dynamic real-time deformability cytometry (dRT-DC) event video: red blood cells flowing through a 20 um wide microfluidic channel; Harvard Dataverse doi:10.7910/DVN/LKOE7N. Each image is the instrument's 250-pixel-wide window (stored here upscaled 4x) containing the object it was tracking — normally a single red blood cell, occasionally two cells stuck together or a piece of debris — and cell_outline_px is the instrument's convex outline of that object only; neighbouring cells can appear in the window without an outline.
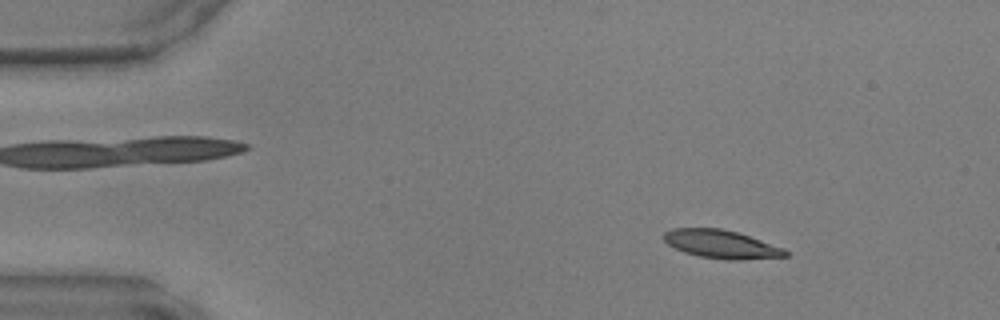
{"species": "common noctule bat (a hibernating species)", "species_latin": "Nyctalus noctula", "temperature_condition": "warm", "stored_images_in_passage": 48, "segment_of_instrument_passage": [1, 2], "camera_frame_rate_fps": 3000, "um_per_image_px": 0.085, "animal": {"sex": "male", "body_mass_g": 17.9, "forearm_length_mm": 54.2}, "frame": {"image": 1, "passage_image": 6, "time_ms": 1.667, "image_size_px": [1000, 320], "cell_outline_px": [[788, 256], [736, 260], [728, 260], [700, 256], [684, 252], [668, 244], [664, 240], [664, 232], [672, 228], [720, 228], [736, 232], [784, 248], [788, 252]], "centroid_in_image_um": [61.29, 20.75], "position_along_channel_um": 23.7, "area_um2": 19.77}}
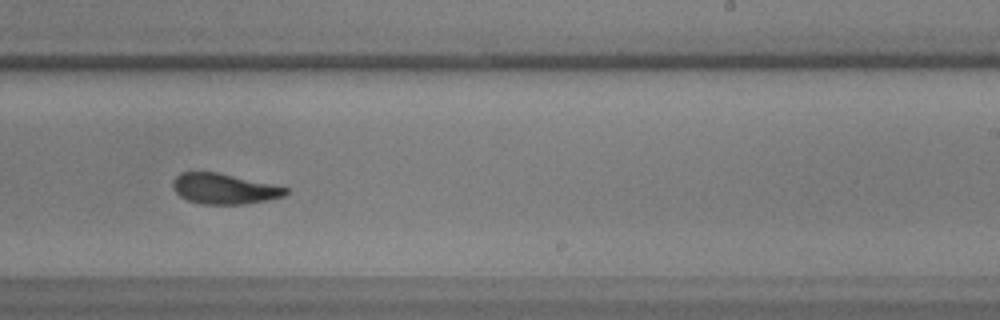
{"frame": {"image": 2, "passage_image": 29, "time_ms": 9.333, "image_size_px": [1000, 320], "cell_outline_px": [[288, 192], [284, 196], [244, 204], [204, 204], [188, 200], [180, 196], [172, 188], [172, 180], [180, 172], [216, 172], [272, 184], [288, 188]], "centroid_in_image_um": [19.01, 16.04], "position_along_channel_um": 270.0, "area_um2": 19.83}}
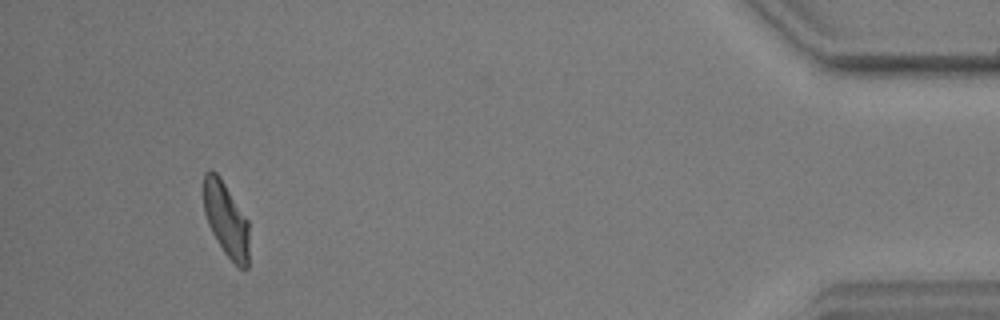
{"frame": {"image": 3, "passage_image": 44, "time_ms": 14.333, "image_size_px": [1000, 320], "cell_outline_px": [[248, 268], [240, 268], [224, 252], [216, 240], [208, 224], [204, 212], [204, 172], [208, 168], [212, 168], [220, 176], [248, 220]], "centroid_in_image_um": [19.2, 18.6], "position_along_channel_um": 416.0, "area_um2": 19.71}}